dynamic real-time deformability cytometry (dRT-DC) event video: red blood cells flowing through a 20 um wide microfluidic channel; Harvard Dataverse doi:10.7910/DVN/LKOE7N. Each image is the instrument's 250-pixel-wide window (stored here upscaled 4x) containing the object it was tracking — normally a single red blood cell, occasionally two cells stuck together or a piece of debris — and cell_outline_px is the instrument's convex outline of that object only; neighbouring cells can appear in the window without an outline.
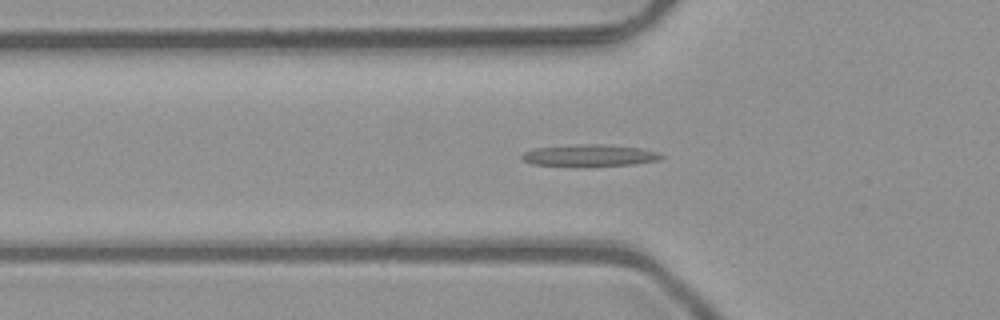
{"species": "common noctule bat (a hibernating species)", "species_latin": "Nyctalus noctula", "temperature_condition": "room temperature", "stored_images_in_passage": 46, "camera_frame_rate_fps": 3000, "um_per_image_px": 0.085, "animal": {"sex": "male", "body_mass_g": 23.1, "forearm_length_mm": 52.7}, "frame": {"image": 1, "passage_image": 12, "time_ms": 3.667, "image_size_px": [1000, 320], "cell_outline_px": [[664, 156], [660, 160], [632, 164], [576, 168], [532, 164], [520, 160], [520, 156], [524, 152], [532, 148], [580, 144], [600, 144], [640, 148], [660, 152]], "centroid_in_image_um": [50.04, 13.24], "position_along_channel_um": 75.8, "area_um2": 18.44}}
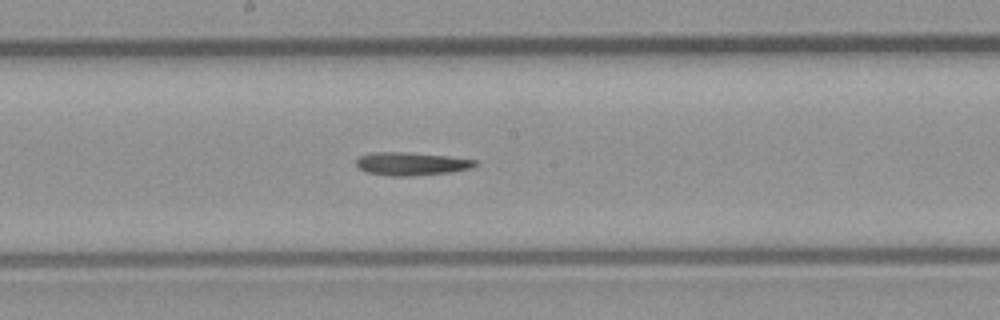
{"frame": {"image": 2, "passage_image": 22, "time_ms": 7.0, "image_size_px": [1000, 320], "cell_outline_px": [[480, 164], [472, 168], [452, 172], [412, 176], [388, 176], [364, 172], [356, 168], [356, 160], [360, 156], [372, 152], [400, 152], [448, 156], [476, 160]], "centroid_in_image_um": [34.95, 13.93], "position_along_channel_um": 213.3, "area_um2": 16.24}}
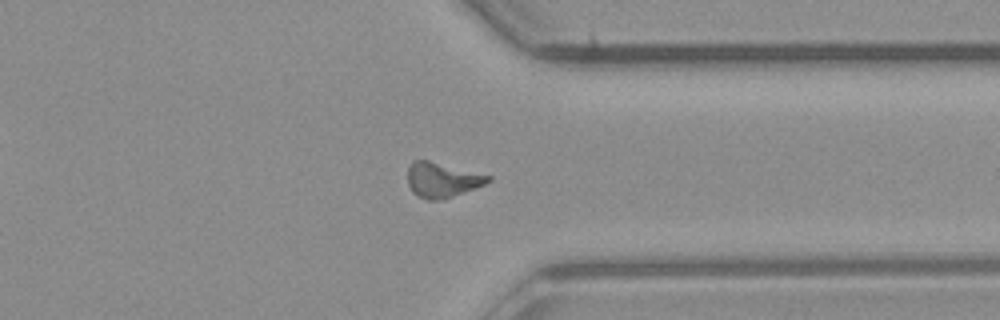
{"frame": {"image": 3, "passage_image": 34, "time_ms": 11.0, "image_size_px": [1000, 320], "cell_outline_px": [[492, 180], [476, 188], [452, 196], [436, 200], [428, 200], [416, 196], [412, 192], [408, 184], [408, 168], [412, 160], [428, 160], [492, 176]], "centroid_in_image_um": [37.56, 15.29], "position_along_channel_um": 373.8, "area_um2": 16.3}}